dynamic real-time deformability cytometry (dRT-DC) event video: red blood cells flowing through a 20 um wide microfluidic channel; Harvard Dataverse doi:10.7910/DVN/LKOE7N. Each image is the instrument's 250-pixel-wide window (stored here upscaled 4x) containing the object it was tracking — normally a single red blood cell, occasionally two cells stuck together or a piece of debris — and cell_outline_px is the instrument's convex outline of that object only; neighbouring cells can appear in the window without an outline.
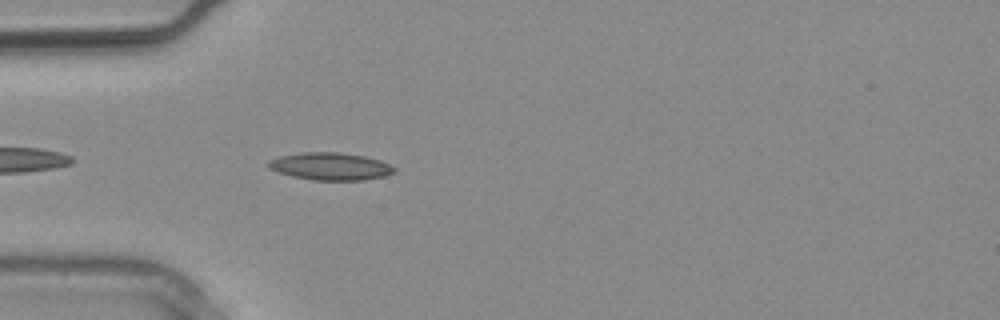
{"species": "common noctule bat (a hibernating species)", "species_latin": "Nyctalus noctula", "temperature_condition": "warm", "stored_images_in_passage": 3, "camera_frame_rate_fps": 3000, "um_per_image_px": 0.085, "animal": {"sex": "male", "body_mass_g": 20.4}, "frame": {"image": 1, "passage_image": 1, "time_ms": 0.0, "image_size_px": [1000, 320], "cell_outline_px": [[396, 172], [384, 176], [364, 180], [312, 180], [292, 176], [268, 168], [264, 164], [268, 160], [280, 156], [304, 152], [340, 152], [364, 156], [380, 160], [396, 168]], "centroid_in_image_um": [28.07, 14.14], "position_along_channel_um": 56.9, "area_um2": 20.23}}
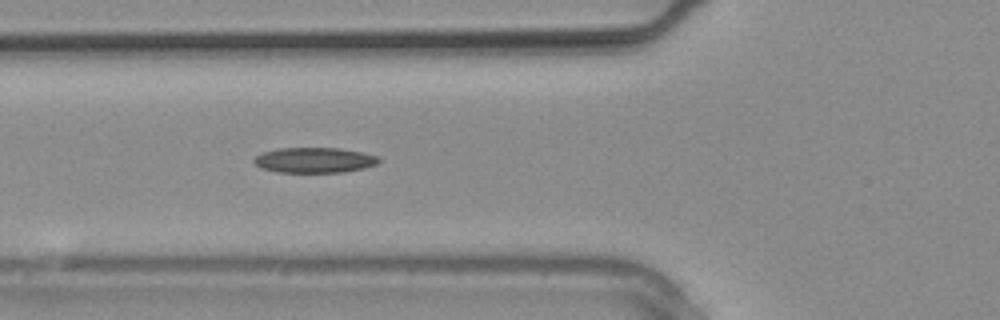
{"frame": {"image": 2, "passage_image": 3, "time_ms": 0.667, "image_size_px": [1000, 320], "cell_outline_px": [[380, 160], [376, 164], [364, 168], [344, 172], [280, 172], [260, 168], [252, 160], [256, 156], [264, 152], [280, 148], [340, 148], [364, 152], [380, 156]], "centroid_in_image_um": [26.76, 13.6], "position_along_channel_um": 99.0, "area_um2": 18.44}}